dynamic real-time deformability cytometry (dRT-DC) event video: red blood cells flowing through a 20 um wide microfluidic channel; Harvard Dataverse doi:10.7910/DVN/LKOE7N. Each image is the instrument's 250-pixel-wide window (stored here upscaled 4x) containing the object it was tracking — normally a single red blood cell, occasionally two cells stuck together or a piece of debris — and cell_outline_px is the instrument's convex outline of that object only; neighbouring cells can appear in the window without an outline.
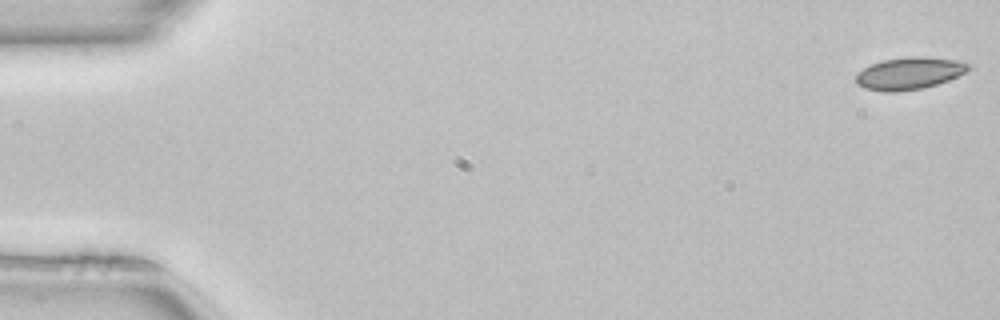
{"species": "common noctule bat (a hibernating species)", "species_latin": "Nyctalus noctula", "temperature_condition": "room temperature", "stored_images_in_passage": 51, "camera_frame_rate_fps": 3000, "um_per_image_px": 0.085, "animal": {"sex": "female", "body_mass_g": 22.7, "forearm_length_mm": 54.2}, "frame": {"image": 1, "passage_image": 1, "time_ms": 0.0, "image_size_px": [1000, 320], "cell_outline_px": [[972, 64], [964, 72], [948, 80], [924, 88], [896, 92], [884, 92], [864, 88], [856, 84], [856, 76], [864, 68], [872, 64], [884, 60], [912, 56], [924, 56], [956, 60]], "centroid_in_image_um": [77.28, 6.24], "position_along_channel_um": 7.7, "area_um2": 20.92}}
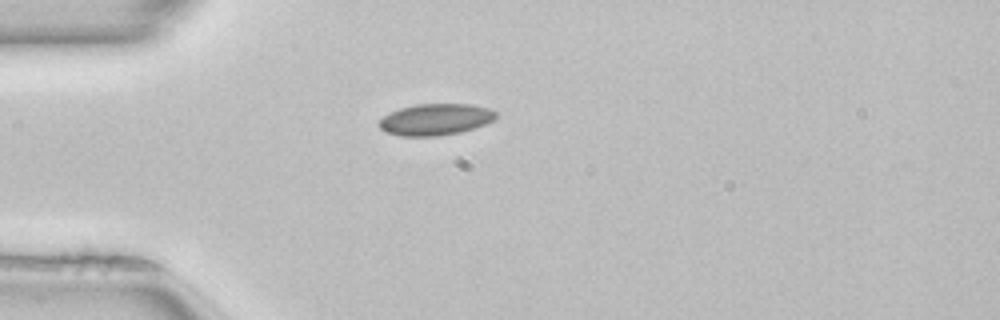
{"frame": {"image": 2, "passage_image": 14, "time_ms": 4.333, "image_size_px": [1000, 320], "cell_outline_px": [[496, 116], [492, 120], [484, 124], [460, 132], [436, 136], [400, 136], [384, 132], [380, 128], [380, 120], [384, 116], [400, 108], [416, 104], [472, 104], [488, 108], [496, 112]], "centroid_in_image_um": [36.99, 10.15], "position_along_channel_um": 48.0, "area_um2": 21.21}}
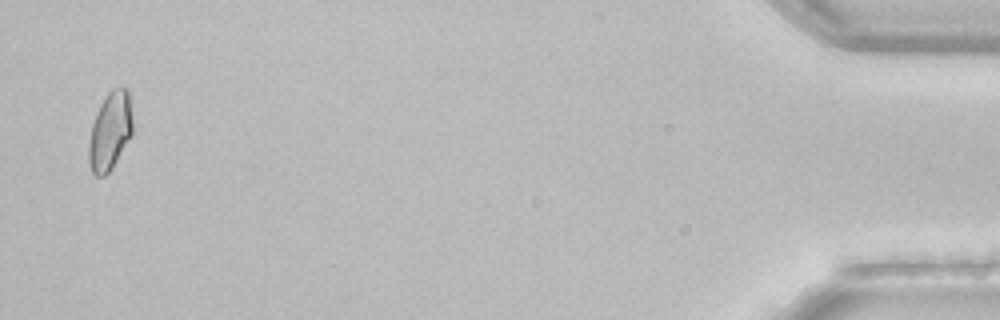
{"frame": {"image": 3, "passage_image": 50, "time_ms": 16.333, "image_size_px": [1000, 320], "cell_outline_px": [[132, 136], [112, 168], [104, 176], [96, 176], [92, 172], [88, 160], [88, 144], [92, 124], [96, 112], [104, 96], [112, 88], [128, 88], [132, 120]], "centroid_in_image_um": [9.35, 11.14], "position_along_channel_um": 425.9, "area_um2": 20.11}, "authors_computed_cell_mechanics": {"area_um2": 20.4034, "velocity_mm_per_s": 4.0329, "shape_relaxation_time_tau1_ms": null, "shape_relaxation_time_tau2_ms": 10.0351, "deformation_change_tau1": null, "deformation_change_tau2": 0.0987}}